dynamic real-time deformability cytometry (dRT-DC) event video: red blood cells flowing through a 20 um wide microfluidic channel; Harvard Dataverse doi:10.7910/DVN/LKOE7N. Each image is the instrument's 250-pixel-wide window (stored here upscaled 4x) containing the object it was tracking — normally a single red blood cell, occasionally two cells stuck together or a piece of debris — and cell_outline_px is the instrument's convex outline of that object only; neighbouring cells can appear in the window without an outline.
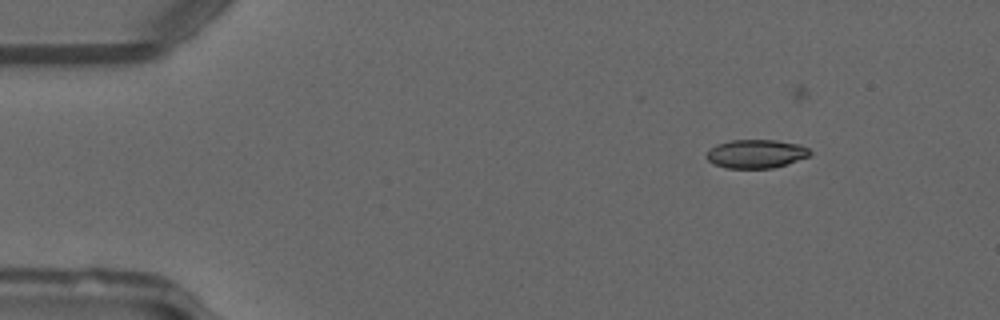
{"species": "common noctule bat (a hibernating species)", "species_latin": "Nyctalus noctula", "temperature_condition": "warm", "stored_images_in_passage": 44, "camera_frame_rate_fps": 3000, "um_per_image_px": 0.085, "animal": {"sex": "male", "forearm_length_mm": 52.5}, "frame": {"image": 1, "passage_image": 1, "time_ms": 0.0, "image_size_px": [1000, 320], "cell_outline_px": [[812, 152], [808, 156], [772, 168], [724, 168], [712, 164], [704, 156], [716, 144], [732, 140], [776, 140], [800, 144], [808, 148]], "centroid_in_image_um": [64.22, 13.07], "position_along_channel_um": 20.8, "area_um2": 17.17}}
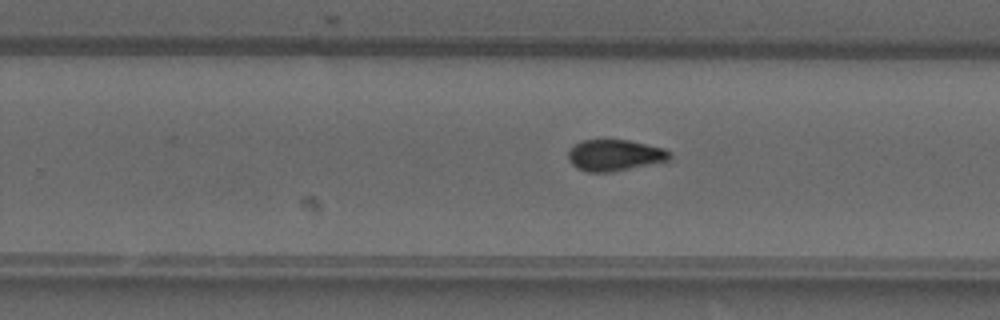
{"frame": {"image": 2, "passage_image": 26, "time_ms": 8.333, "image_size_px": [1000, 320], "cell_outline_px": [[672, 156], [668, 160], [608, 172], [588, 172], [576, 168], [568, 160], [568, 152], [580, 140], [628, 140], [664, 148], [672, 152]], "centroid_in_image_um": [52.24, 13.18], "position_along_channel_um": 277.6, "area_um2": 18.26}}
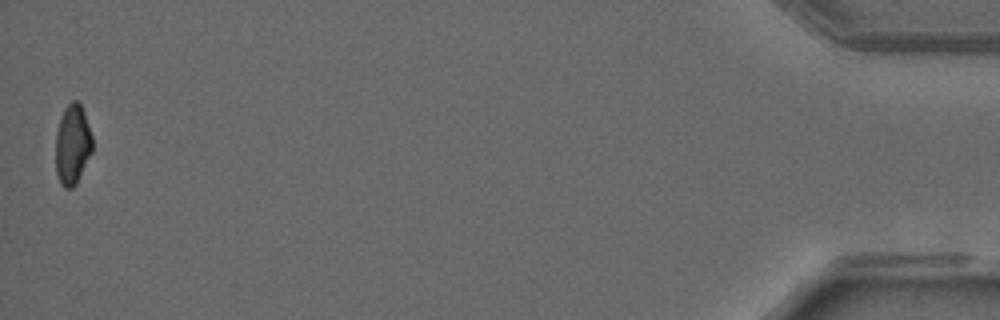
{"frame": {"image": 3, "passage_image": 44, "time_ms": 14.333, "image_size_px": [1000, 320], "cell_outline_px": [[92, 152], [76, 184], [72, 188], [64, 188], [60, 184], [56, 172], [56, 132], [60, 116], [64, 108], [72, 100], [76, 100], [80, 104], [84, 112], [92, 136]], "centroid_in_image_um": [6.15, 12.29], "position_along_channel_um": 429.0, "area_um2": 17.22}, "authors_computed_cell_mechanics": {"area_um2": 18.207, "velocity_mm_per_s": 4.1391, "shape_relaxation_time_tau1_ms": null, "shape_relaxation_time_tau2_ms": 2.2068, "deformation_change_tau1": null, "deformation_change_tau2": 0.0652}}